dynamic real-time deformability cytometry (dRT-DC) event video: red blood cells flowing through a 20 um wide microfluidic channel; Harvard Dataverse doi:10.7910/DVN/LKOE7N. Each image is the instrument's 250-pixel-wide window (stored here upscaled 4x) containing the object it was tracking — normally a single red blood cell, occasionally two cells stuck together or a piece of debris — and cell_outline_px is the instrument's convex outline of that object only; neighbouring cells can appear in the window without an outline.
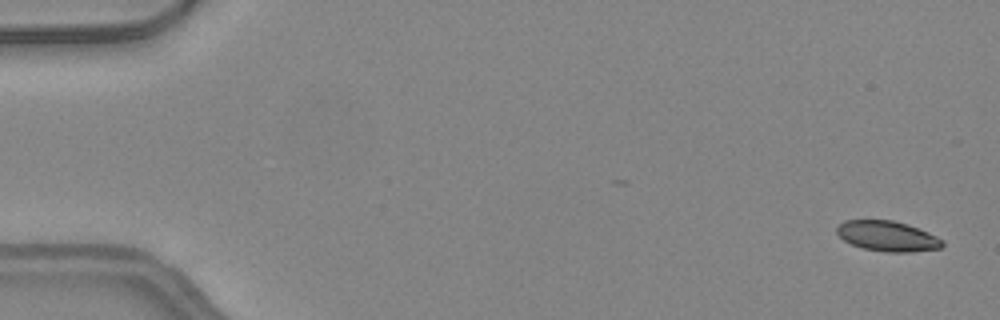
{"species": "common noctule bat (a hibernating species)", "species_latin": "Nyctalus noctula", "temperature_condition": "warm", "stored_images_in_passage": 46, "camera_frame_rate_fps": 3000, "um_per_image_px": 0.085, "animal": {"sex": "female", "body_mass_g": 24.6, "forearm_length_mm": 56.2}, "frame": {"image": 1, "passage_image": 2, "time_ms": 0.333, "image_size_px": [1000, 320], "cell_outline_px": [[944, 244], [940, 248], [912, 252], [888, 252], [864, 248], [852, 244], [844, 240], [836, 232], [836, 228], [844, 220], [892, 220], [908, 224], [928, 232], [944, 240]], "centroid_in_image_um": [75.45, 20.06], "position_along_channel_um": 9.5, "area_um2": 18.55}}
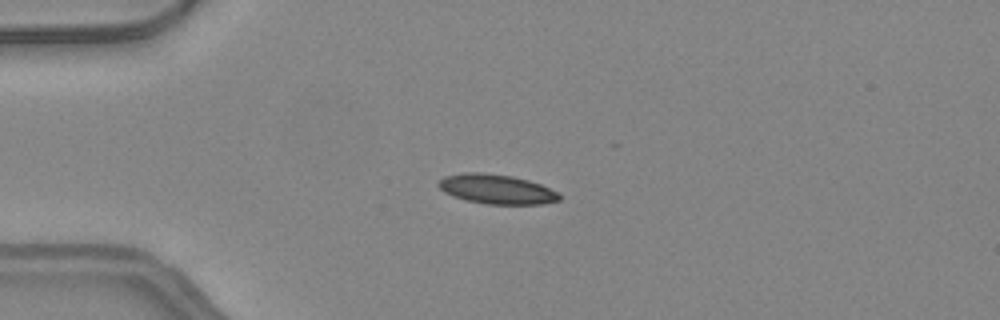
{"frame": {"image": 2, "passage_image": 13, "time_ms": 4.0, "image_size_px": [1000, 320], "cell_outline_px": [[560, 200], [544, 204], [484, 204], [464, 200], [452, 196], [444, 192], [436, 184], [444, 176], [464, 172], [484, 172], [512, 176], [528, 180], [540, 184], [556, 192], [560, 196]], "centroid_in_image_um": [42.16, 16.08], "position_along_channel_um": 42.8, "area_um2": 20.92}}
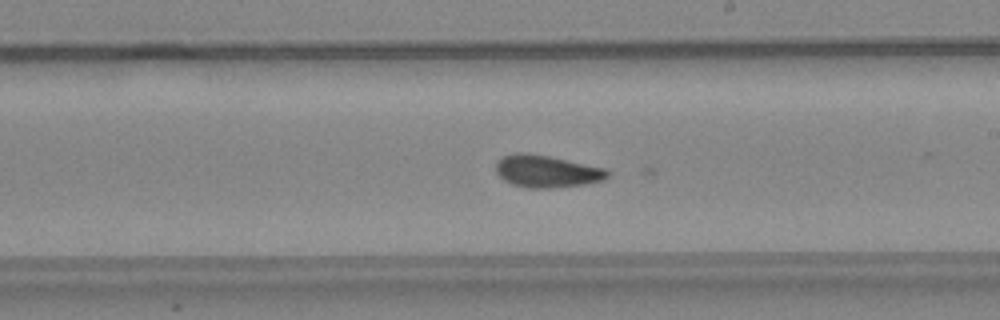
{"frame": {"image": 3, "passage_image": 29, "time_ms": 9.333, "image_size_px": [1000, 320], "cell_outline_px": [[608, 176], [604, 180], [584, 184], [552, 188], [528, 188], [512, 184], [504, 180], [496, 172], [496, 160], [504, 156], [516, 152], [528, 152], [548, 156], [604, 168], [608, 172]], "centroid_in_image_um": [46.42, 14.56], "position_along_channel_um": 242.6, "area_um2": 20.87}}